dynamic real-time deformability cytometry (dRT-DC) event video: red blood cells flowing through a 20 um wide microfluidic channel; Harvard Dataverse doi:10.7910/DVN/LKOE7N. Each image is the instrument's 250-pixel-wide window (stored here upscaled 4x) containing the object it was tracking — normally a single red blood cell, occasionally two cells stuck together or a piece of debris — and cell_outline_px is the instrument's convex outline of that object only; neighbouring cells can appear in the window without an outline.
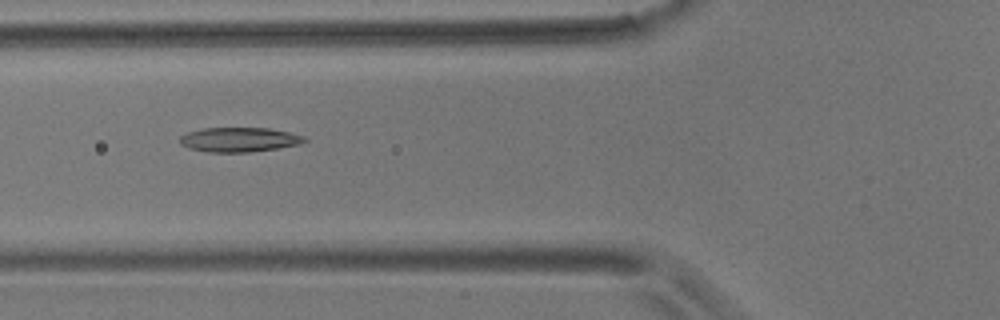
{"species": "common noctule bat (a hibernating species)", "species_latin": "Nyctalus noctula", "temperature_condition": "room temperature", "stored_images_in_passage": 8, "camera_frame_rate_fps": 3000, "um_per_image_px": 0.085, "animal": {"sex": "male", "body_mass_g": 17.9}, "frame": {"image": 1, "passage_image": 4, "time_ms": 3.333, "image_size_px": [1000, 320], "cell_outline_px": [[308, 140], [300, 144], [276, 148], [248, 152], [208, 152], [188, 148], [180, 144], [180, 136], [188, 132], [204, 128], [268, 128], [288, 132], [304, 136]], "centroid_in_image_um": [20.31, 11.87], "position_along_channel_um": 105.5, "area_um2": 17.69}}
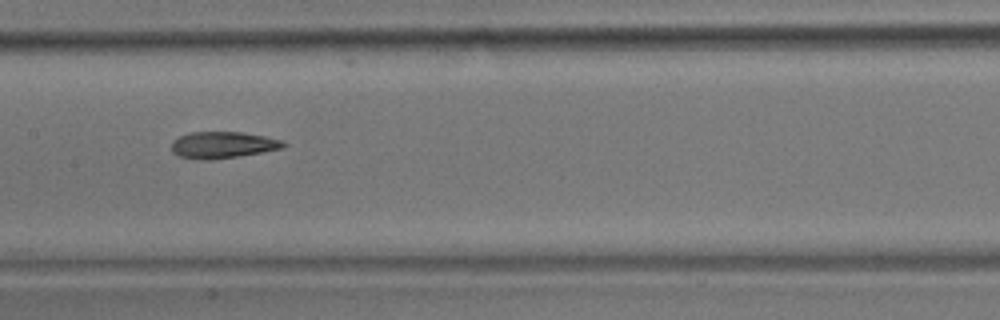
{"frame": {"image": 2, "passage_image": 6, "time_ms": 5.667, "image_size_px": [1000, 320], "cell_outline_px": [[288, 144], [284, 148], [212, 160], [200, 160], [180, 156], [172, 152], [172, 140], [180, 136], [192, 132], [240, 132], [264, 136], [280, 140]], "centroid_in_image_um": [18.92, 12.32], "position_along_channel_um": 188.5, "area_um2": 17.17}}
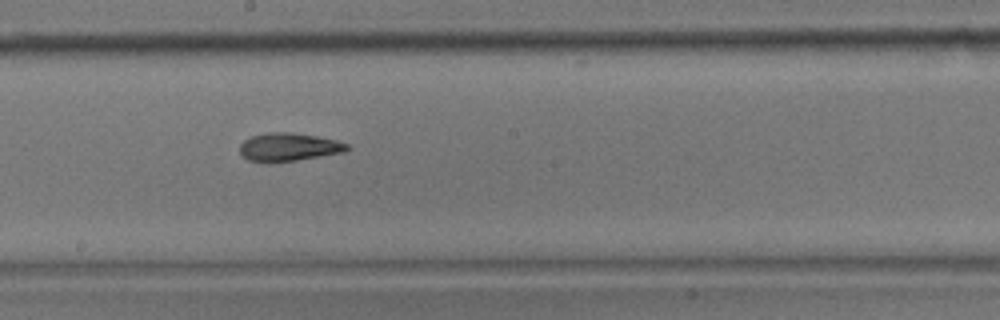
{"frame": {"image": 3, "passage_image": 7, "time_ms": 6.667, "image_size_px": [1000, 320], "cell_outline_px": [[352, 148], [344, 152], [296, 160], [268, 164], [248, 160], [240, 156], [240, 144], [244, 140], [252, 136], [268, 132], [288, 132], [316, 136], [336, 140], [348, 144]], "centroid_in_image_um": [24.5, 12.52], "position_along_channel_um": 223.7, "area_um2": 17.86}}